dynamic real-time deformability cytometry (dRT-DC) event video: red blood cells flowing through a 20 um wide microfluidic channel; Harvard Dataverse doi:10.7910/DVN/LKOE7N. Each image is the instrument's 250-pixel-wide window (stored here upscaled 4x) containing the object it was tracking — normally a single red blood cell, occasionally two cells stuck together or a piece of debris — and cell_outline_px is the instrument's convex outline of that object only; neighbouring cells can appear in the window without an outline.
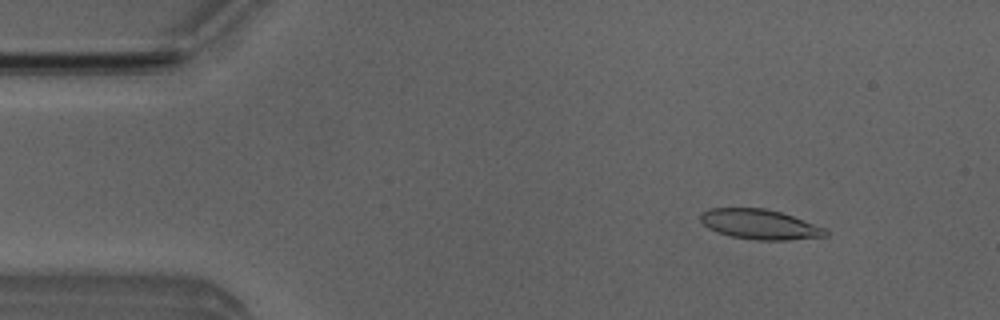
{"species": "Egyptian fruit bat (a non-hibernating species)", "species_latin": "Rousettus aegyptiacus", "temperature_condition": "room temperature", "stored_images_in_passage": 46, "camera_frame_rate_fps": 3000, "um_per_image_px": 0.085, "animal": {"sex": "male"}, "frame": {"image": 1, "passage_image": 1, "time_ms": 0.0, "image_size_px": [1000, 320], "cell_outline_px": [[828, 236], [788, 240], [756, 240], [732, 236], [716, 232], [708, 228], [700, 220], [700, 212], [708, 208], [764, 208], [780, 212], [828, 228]], "centroid_in_image_um": [64.59, 19.07], "position_along_channel_um": 20.4, "area_um2": 21.96}}
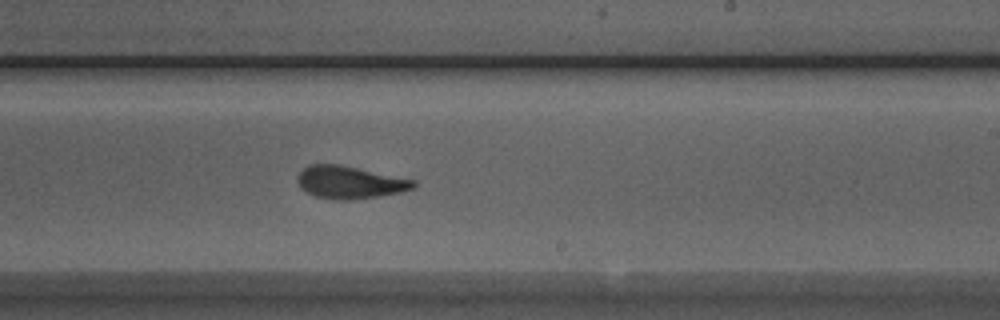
{"frame": {"image": 2, "passage_image": 25, "time_ms": 8.0, "image_size_px": [1000, 320], "cell_outline_px": [[416, 188], [400, 192], [352, 200], [336, 200], [316, 196], [300, 188], [296, 180], [296, 176], [308, 164], [340, 164], [416, 180]], "centroid_in_image_um": [29.72, 15.49], "position_along_channel_um": 259.3, "area_um2": 22.08}}
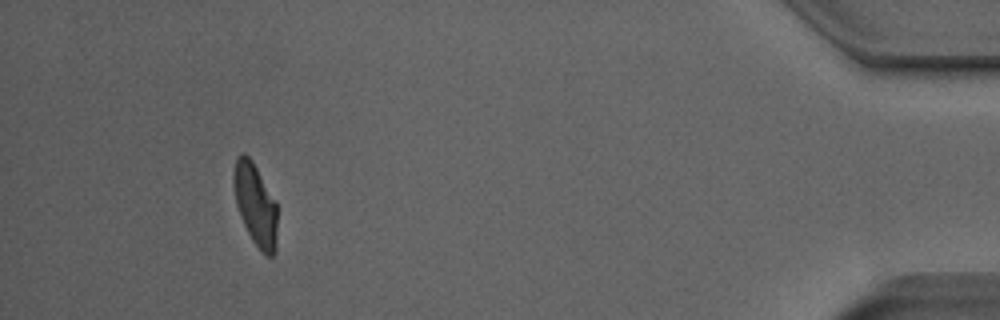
{"frame": {"image": 3, "passage_image": 42, "time_ms": 13.667, "image_size_px": [1000, 320], "cell_outline_px": [[276, 252], [272, 256], [264, 256], [260, 252], [252, 240], [240, 216], [236, 204], [232, 184], [232, 176], [236, 156], [244, 152], [252, 160], [276, 200]], "centroid_in_image_um": [21.69, 17.38], "position_along_channel_um": 413.5, "area_um2": 21.21}, "authors_computed_cell_mechanics": {"area_um2": 21.964, "velocity_mm_per_s": 3.9774, "shape_relaxation_time_tau1_ms": 6.2596, "shape_relaxation_time_tau2_ms": 1.5012, "deformation_change_tau1": 0.2036, "deformation_change_tau2": 0.0851}}